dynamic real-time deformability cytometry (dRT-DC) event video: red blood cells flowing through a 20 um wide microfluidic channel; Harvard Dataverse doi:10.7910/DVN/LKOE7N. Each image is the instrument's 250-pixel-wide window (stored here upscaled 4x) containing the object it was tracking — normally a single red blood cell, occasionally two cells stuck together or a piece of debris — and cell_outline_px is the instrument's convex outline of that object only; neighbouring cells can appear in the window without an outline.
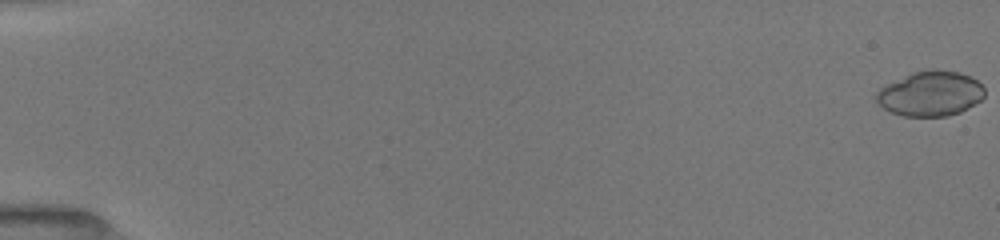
{"species": "common noctule bat (a hibernating species)", "species_latin": "Nyctalus noctula", "temperature_condition": "room temperature", "stored_images_in_passage": 32, "camera_frame_rate_fps": 3000, "um_per_image_px": 0.085, "animal": {"sex": "female", "body_mass_g": 19.5, "forearm_length_mm": 54.1}, "frame": {"image": 1, "passage_image": 1, "time_ms": 0.0, "image_size_px": [1000, 240], "cell_outline_px": [[984, 96], [980, 100], [960, 112], [948, 116], [904, 116], [892, 112], [884, 108], [876, 100], [876, 92], [880, 88], [912, 72], [932, 68], [936, 68], [960, 72], [972, 76], [984, 88]], "centroid_in_image_um": [79.1, 7.94], "position_along_channel_um": 5.9, "area_um2": 28.32}}
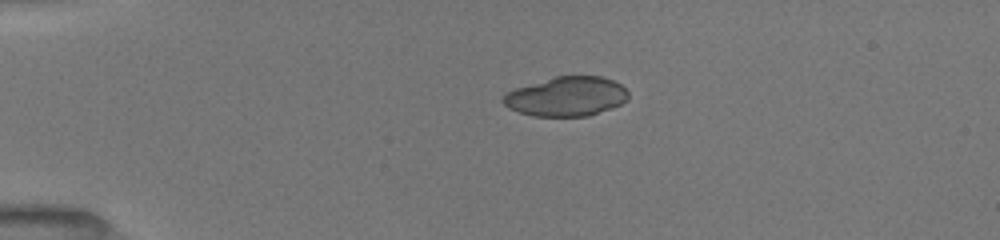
{"frame": {"image": 2, "passage_image": 15, "time_ms": 4.0, "image_size_px": [1000, 240], "cell_outline_px": [[628, 100], [620, 104], [588, 116], [532, 116], [508, 108], [500, 100], [508, 92], [516, 88], [556, 76], [600, 76], [612, 80], [620, 84], [628, 92]], "centroid_in_image_um": [48.14, 8.2], "position_along_channel_um": 36.9, "area_um2": 28.5}}